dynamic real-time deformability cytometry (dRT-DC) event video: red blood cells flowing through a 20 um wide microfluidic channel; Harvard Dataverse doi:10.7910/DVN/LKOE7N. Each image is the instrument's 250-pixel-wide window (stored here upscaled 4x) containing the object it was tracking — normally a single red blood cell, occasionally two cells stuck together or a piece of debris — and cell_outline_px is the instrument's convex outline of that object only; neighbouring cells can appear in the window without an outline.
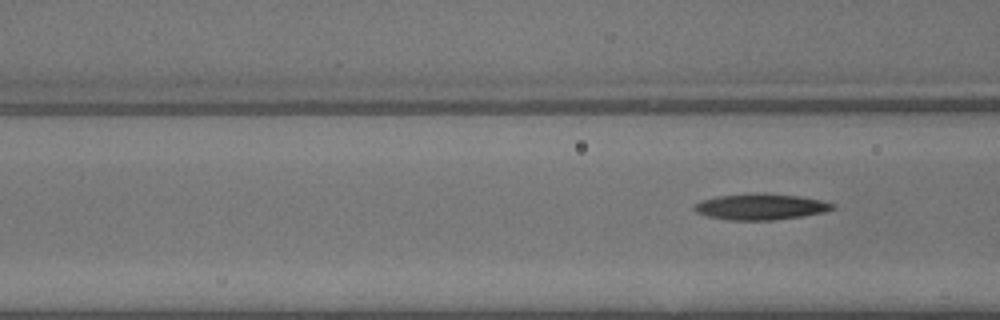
{"species": "common noctule bat (a hibernating species)", "species_latin": "Nyctalus noctula", "temperature_condition": "warm", "stored_images_in_passage": 4, "camera_frame_rate_fps": 3000, "um_per_image_px": 0.085, "animal": {"sex": "male", "body_mass_g": 13.3}, "frame": {"image": 1, "passage_image": 4, "time_ms": 1.0, "image_size_px": [1000, 320], "cell_outline_px": [[836, 208], [824, 212], [800, 216], [772, 220], [732, 220], [708, 216], [696, 212], [692, 208], [696, 204], [704, 200], [716, 196], [756, 192], [760, 192], [800, 196], [820, 200], [836, 204]], "centroid_in_image_um": [64.68, 17.56], "position_along_channel_um": 101.9, "area_um2": 20.98}}